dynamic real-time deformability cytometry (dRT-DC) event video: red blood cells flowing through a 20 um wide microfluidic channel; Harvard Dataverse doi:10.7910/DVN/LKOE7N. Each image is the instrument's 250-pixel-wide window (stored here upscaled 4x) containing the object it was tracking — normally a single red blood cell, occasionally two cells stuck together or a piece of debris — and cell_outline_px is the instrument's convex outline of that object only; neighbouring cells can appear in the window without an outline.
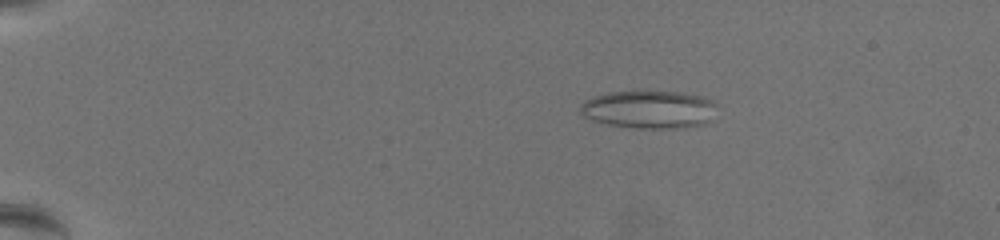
{"species": "common noctule bat (a hibernating species)", "species_latin": "Nyctalus noctula", "temperature_condition": "warm", "stored_images_in_passage": 63, "camera_frame_rate_fps": 3000, "um_per_image_px": 0.085, "animal": {"sex": "female", "body_mass_g": 19.5, "forearm_length_mm": 54.1}, "frame": {"image": 1, "passage_image": 12, "time_ms": 3.667, "image_size_px": [1000, 240], "cell_outline_px": [[720, 104], [712, 120], [704, 124], [680, 128], [636, 128], [608, 124], [592, 120], [584, 116], [580, 112], [580, 104], [584, 100], [592, 96], [608, 92], [636, 88], [684, 92], [704, 96]], "centroid_in_image_um": [55.22, 9.24], "position_along_channel_um": 29.8, "area_um2": 31.73}}
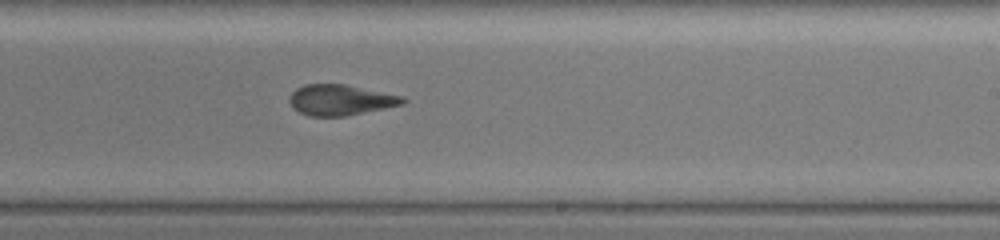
{"frame": {"image": 2, "passage_image": 41, "time_ms": 13.333, "image_size_px": [1000, 240], "cell_outline_px": [[408, 100], [404, 104], [344, 116], [308, 116], [292, 108], [288, 100], [292, 92], [296, 88], [304, 84], [344, 84], [404, 96]], "centroid_in_image_um": [28.93, 8.49], "position_along_channel_um": 260.1, "area_um2": 20.29}}
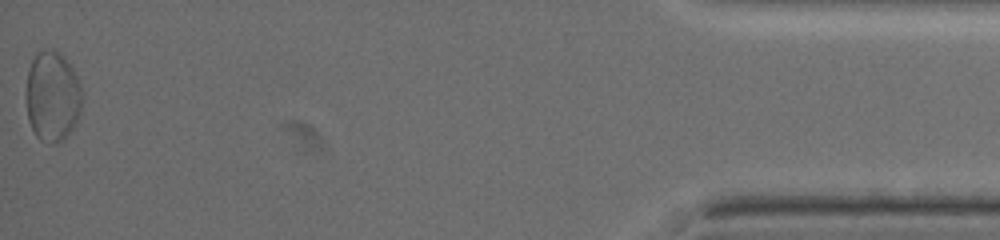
{"frame": {"image": 3, "passage_image": 63, "time_ms": 20.667, "image_size_px": [1000, 240], "cell_outline_px": [[80, 112], [72, 128], [64, 140], [56, 144], [52, 144], [40, 140], [36, 136], [28, 120], [24, 96], [24, 92], [28, 72], [32, 60], [44, 48], [56, 48], [60, 52], [72, 68], [80, 84]], "centroid_in_image_um": [4.41, 8.19], "position_along_channel_um": 430.8, "area_um2": 29.71}, "authors_computed_cell_mechanics": {"area_um2": 23.3512, "velocity_mm_per_s": 3.4175, "shape_relaxation_time_tau1_ms": null, "shape_relaxation_time_tau2_ms": 2.8756, "deformation_change_tau1": null, "deformation_change_tau2": 0.1053}}